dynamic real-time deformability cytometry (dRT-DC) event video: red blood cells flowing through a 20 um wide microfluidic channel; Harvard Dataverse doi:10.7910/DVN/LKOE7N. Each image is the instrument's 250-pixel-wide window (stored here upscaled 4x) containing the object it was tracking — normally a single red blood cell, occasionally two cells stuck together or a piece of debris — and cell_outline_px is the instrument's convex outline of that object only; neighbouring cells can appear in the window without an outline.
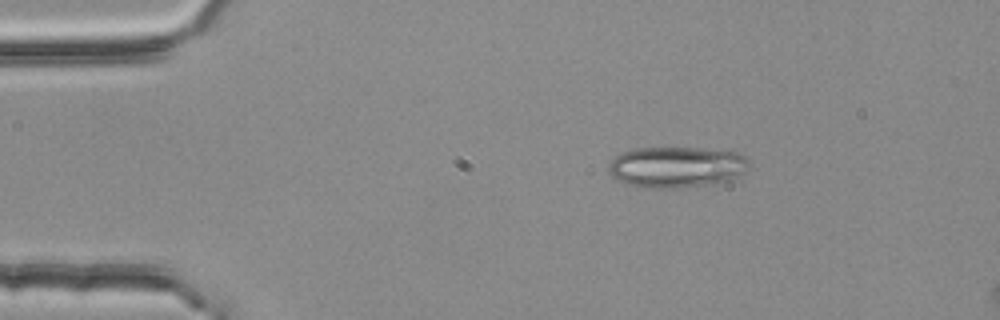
{"species": "common noctule bat (a hibernating species)", "species_latin": "Nyctalus noctula", "temperature_condition": "room temperature", "stored_images_in_passage": 2, "camera_frame_rate_fps": 3000, "um_per_image_px": 0.085, "animal": {"sex": "female", "body_mass_g": 25.1}, "frame": {"image": 1, "passage_image": 1, "time_ms": 0.0, "image_size_px": [1000, 320], "cell_outline_px": [[748, 168], [736, 176], [728, 180], [716, 184], [676, 188], [644, 188], [628, 184], [612, 176], [608, 168], [608, 164], [620, 152], [636, 148], [700, 148], [736, 152], [744, 156], [748, 160]], "centroid_in_image_um": [57.48, 14.2], "position_along_channel_um": 27.5, "area_um2": 33.52}}